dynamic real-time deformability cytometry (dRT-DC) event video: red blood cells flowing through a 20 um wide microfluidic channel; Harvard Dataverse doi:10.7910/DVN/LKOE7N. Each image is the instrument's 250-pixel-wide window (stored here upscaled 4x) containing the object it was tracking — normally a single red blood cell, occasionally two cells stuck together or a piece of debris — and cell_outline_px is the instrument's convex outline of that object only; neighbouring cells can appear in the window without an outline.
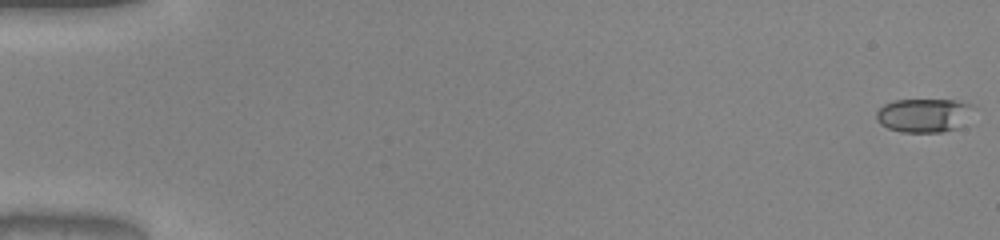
{"species": "common noctule bat (a hibernating species)", "species_latin": "Nyctalus noctula", "temperature_condition": "warm", "stored_images_in_passage": 52, "camera_frame_rate_fps": 3000, "um_per_image_px": 0.085, "animal": {"sex": "male", "body_mass_g": 20.0, "forearm_length_mm": 53.3}, "frame": {"image": 1, "passage_image": 1, "time_ms": 0.0, "image_size_px": [1000, 240], "cell_outline_px": [[976, 108], [956, 128], [944, 132], [900, 132], [888, 128], [880, 124], [876, 120], [876, 112], [884, 104], [896, 100], [956, 100], [972, 104]], "centroid_in_image_um": [78.51, 9.79], "position_along_channel_um": 6.5, "area_um2": 19.07}}
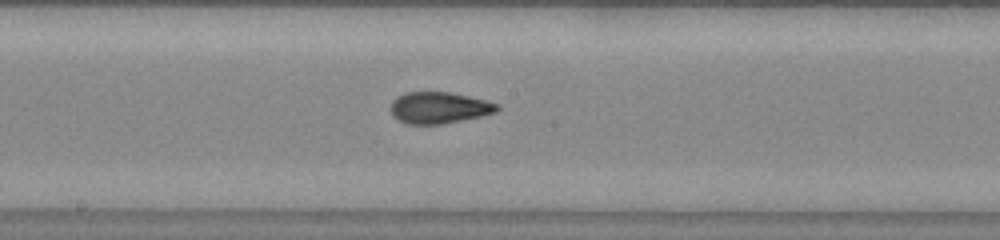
{"frame": {"image": 2, "passage_image": 29, "time_ms": 9.333, "image_size_px": [1000, 240], "cell_outline_px": [[500, 108], [496, 112], [480, 116], [440, 124], [408, 124], [392, 116], [392, 100], [396, 96], [404, 92], [448, 92], [468, 96], [500, 104]], "centroid_in_image_um": [37.31, 9.14], "position_along_channel_um": 210.9, "area_um2": 19.36}}
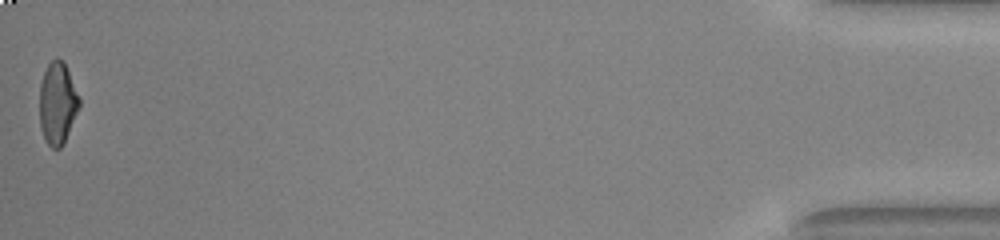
{"frame": {"image": 3, "passage_image": 52, "time_ms": 17.0, "image_size_px": [1000, 240], "cell_outline_px": [[80, 108], [64, 144], [60, 148], [52, 148], [48, 144], [44, 136], [40, 124], [40, 84], [44, 72], [48, 64], [56, 56], [64, 60], [80, 96]], "centroid_in_image_um": [4.92, 8.75], "position_along_channel_um": 430.3, "area_um2": 19.31}, "authors_computed_cell_mechanics": {"area_um2": 19.2474, "velocity_mm_per_s": 4.0643, "shape_relaxation_time_tau1_ms": 10.324, "shape_relaxation_time_tau2_ms": 1.0468, "deformation_change_tau1": 0.3233, "deformation_change_tau2": 0.0603}}